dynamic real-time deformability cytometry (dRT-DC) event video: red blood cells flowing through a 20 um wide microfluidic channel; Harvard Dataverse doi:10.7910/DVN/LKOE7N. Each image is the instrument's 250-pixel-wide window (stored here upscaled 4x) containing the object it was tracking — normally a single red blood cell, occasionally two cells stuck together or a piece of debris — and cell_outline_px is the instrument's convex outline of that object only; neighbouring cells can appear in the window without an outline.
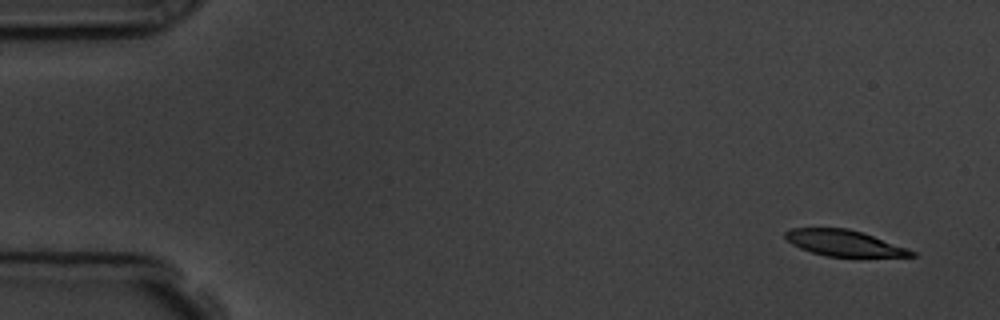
{"species": "common noctule bat (a hibernating species)", "species_latin": "Nyctalus noctula", "temperature_condition": "room temperature", "stored_images_in_passage": 5, "camera_frame_rate_fps": 3000, "um_per_image_px": 0.085, "animal": {"sex": "male", "body_mass_g": 19.5, "forearm_length_mm": 54.6}, "frame": {"image": 1, "passage_image": 1, "time_ms": 0.0, "image_size_px": [1000, 320], "cell_outline_px": [[916, 256], [824, 256], [800, 248], [792, 244], [784, 236], [784, 232], [792, 228], [848, 228], [908, 248], [916, 252]], "centroid_in_image_um": [71.71, 20.65], "position_along_channel_um": 13.3, "area_um2": 18.79}}